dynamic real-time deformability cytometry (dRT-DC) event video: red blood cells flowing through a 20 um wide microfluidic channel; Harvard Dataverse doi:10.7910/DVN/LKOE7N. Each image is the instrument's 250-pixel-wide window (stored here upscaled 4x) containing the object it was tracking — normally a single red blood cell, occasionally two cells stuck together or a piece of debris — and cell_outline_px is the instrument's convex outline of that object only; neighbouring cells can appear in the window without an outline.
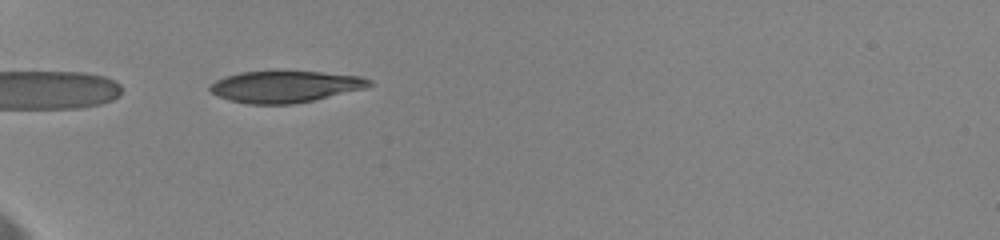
{"species": "human", "species_latin": "Homo sapiens", "temperature_condition": "cold", "stored_images_in_passage": 26, "camera_frame_rate_fps": 3000, "um_per_image_px": 0.085, "donor": {"sex": "female"}, "frame": {"image": 1, "passage_image": 1, "time_ms": 0.0, "image_size_px": [1000, 240], "cell_outline_px": [[372, 84], [364, 88], [312, 100], [292, 104], [248, 104], [228, 100], [212, 92], [208, 88], [208, 84], [224, 76], [240, 72], [320, 72], [360, 76], [372, 80]], "centroid_in_image_um": [24.18, 7.36], "position_along_channel_um": 60.8, "area_um2": 28.96}}
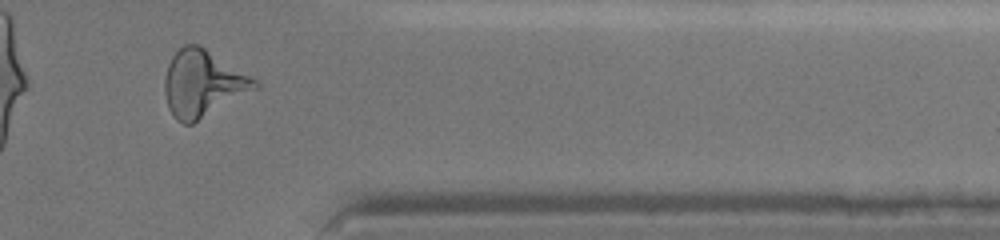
{"frame": {"image": 2, "passage_image": 22, "time_ms": 10.0, "image_size_px": [1000, 240], "cell_outline_px": [[260, 88], [192, 124], [184, 124], [176, 120], [168, 108], [164, 92], [164, 80], [168, 64], [172, 56], [184, 44], [200, 44], [256, 80], [260, 84]], "centroid_in_image_um": [17.24, 7.12], "position_along_channel_um": 394.2, "area_um2": 35.08}, "authors_computed_cell_mechanics": {"area_um2": 31.2409, "velocity_mm_per_s": 3.5617, "shape_relaxation_time_tau1_ms": 4.7174, "shape_relaxation_time_tau2_ms": 1.7599, "deformation_change_tau1": 0.1543, "deformation_change_tau2": 0.0887}}